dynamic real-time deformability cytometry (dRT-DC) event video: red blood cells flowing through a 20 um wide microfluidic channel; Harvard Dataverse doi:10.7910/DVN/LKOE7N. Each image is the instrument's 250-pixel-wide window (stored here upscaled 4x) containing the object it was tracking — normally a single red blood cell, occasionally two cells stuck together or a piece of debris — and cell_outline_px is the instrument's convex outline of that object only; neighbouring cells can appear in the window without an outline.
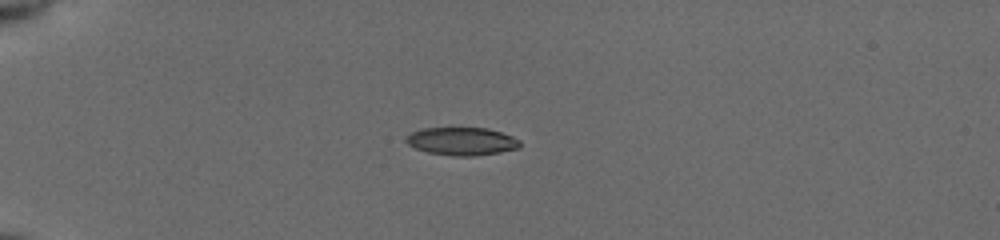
{"species": "common noctule bat (a hibernating species)", "species_latin": "Nyctalus noctula", "temperature_condition": "cold", "stored_images_in_passage": 39, "camera_frame_rate_fps": 3000, "um_per_image_px": 0.085, "animal": {"sex": "female", "body_mass_g": 19.5, "forearm_length_mm": 54.1}, "frame": {"image": 1, "passage_image": 1, "time_ms": 0.0, "image_size_px": [1000, 240], "cell_outline_px": [[520, 148], [500, 152], [472, 156], [456, 156], [428, 152], [416, 148], [408, 144], [404, 140], [404, 136], [412, 132], [424, 128], [488, 128], [512, 136], [520, 140]], "centroid_in_image_um": [39.25, 12.0], "position_along_channel_um": 45.8, "area_um2": 18.5}}
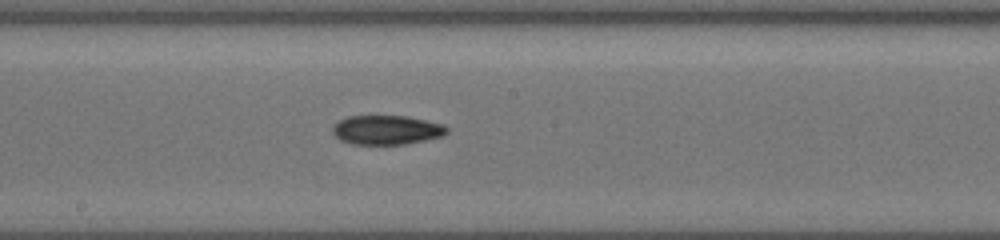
{"frame": {"image": 2, "passage_image": 17, "time_ms": 5.333, "image_size_px": [1000, 240], "cell_outline_px": [[448, 132], [444, 136], [404, 144], [352, 144], [340, 140], [332, 132], [332, 128], [340, 120], [348, 116], [408, 116], [444, 124], [448, 128]], "centroid_in_image_um": [32.89, 11.04], "position_along_channel_um": 215.3, "area_um2": 19.48}}
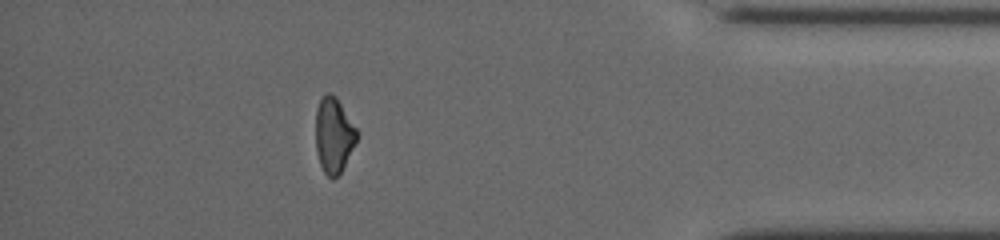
{"frame": {"image": 3, "passage_image": 34, "time_ms": 11.0, "image_size_px": [1000, 240], "cell_outline_px": [[356, 140], [340, 172], [332, 180], [324, 172], [320, 164], [316, 148], [316, 112], [320, 100], [328, 92], [336, 96], [356, 128]], "centroid_in_image_um": [28.34, 11.48], "position_along_channel_um": 406.9, "area_um2": 17.51}, "authors_computed_cell_mechanics": {"area_um2": 19.1318, "velocity_mm_per_s": 3.9401, "shape_relaxation_time_tau1_ms": 6.3224, "shape_relaxation_time_tau2_ms": 6.2915, "deformation_change_tau1": 0.1798, "deformation_change_tau2": 0.1286}}